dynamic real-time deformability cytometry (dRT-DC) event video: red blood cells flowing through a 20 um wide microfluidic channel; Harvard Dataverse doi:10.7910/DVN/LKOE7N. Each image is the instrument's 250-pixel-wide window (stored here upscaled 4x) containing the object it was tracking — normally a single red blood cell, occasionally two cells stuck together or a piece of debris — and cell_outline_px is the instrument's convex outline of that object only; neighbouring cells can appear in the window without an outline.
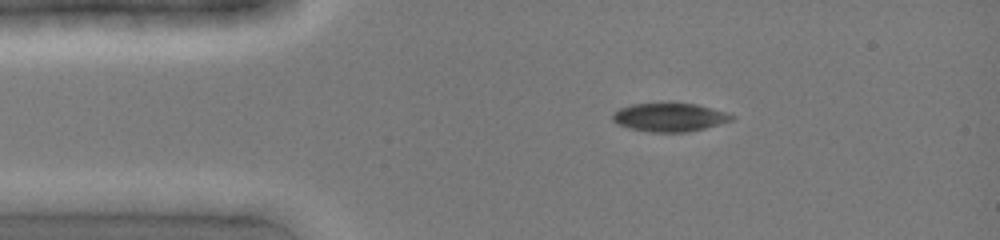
{"species": "common noctule bat (a hibernating species)", "species_latin": "Nyctalus noctula", "temperature_condition": "cold", "stored_images_in_passage": 4, "camera_frame_rate_fps": 3000, "um_per_image_px": 0.085, "animal": {"sex": "female", "body_mass_g": 19.0, "forearm_length_mm": 51.5}, "frame": {"image": 1, "passage_image": 1, "time_ms": 0.0, "image_size_px": [1000, 240], "cell_outline_px": [[736, 120], [688, 132], [648, 132], [628, 128], [616, 124], [612, 120], [612, 112], [620, 108], [632, 104], [668, 100], [672, 100], [696, 104], [724, 112], [736, 116]], "centroid_in_image_um": [56.88, 9.93], "position_along_channel_um": 28.1, "area_um2": 20.69}}